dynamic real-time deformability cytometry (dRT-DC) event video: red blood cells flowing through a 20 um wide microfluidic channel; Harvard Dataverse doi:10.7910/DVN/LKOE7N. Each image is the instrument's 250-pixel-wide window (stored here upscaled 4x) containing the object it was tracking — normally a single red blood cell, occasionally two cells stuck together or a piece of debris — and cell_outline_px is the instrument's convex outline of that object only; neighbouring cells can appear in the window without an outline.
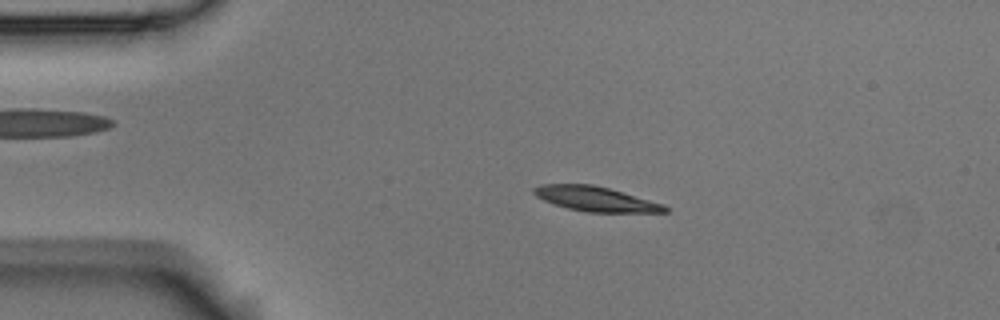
{"species": "Egyptian fruit bat (a non-hibernating species)", "species_latin": "Rousettus aegyptiacus", "temperature_condition": "room temperature", "stored_images_in_passage": 55, "camera_frame_rate_fps": 3000, "um_per_image_px": 0.085, "animal": {"sex": "male"}, "frame": {"image": 1, "passage_image": 11, "time_ms": 3.333, "image_size_px": [1000, 320], "cell_outline_px": [[668, 212], [584, 212], [568, 208], [544, 200], [536, 196], [532, 192], [532, 188], [540, 184], [592, 184], [608, 188], [664, 204], [668, 208]], "centroid_in_image_um": [50.61, 16.9], "position_along_channel_um": 34.4, "area_um2": 18.73}}
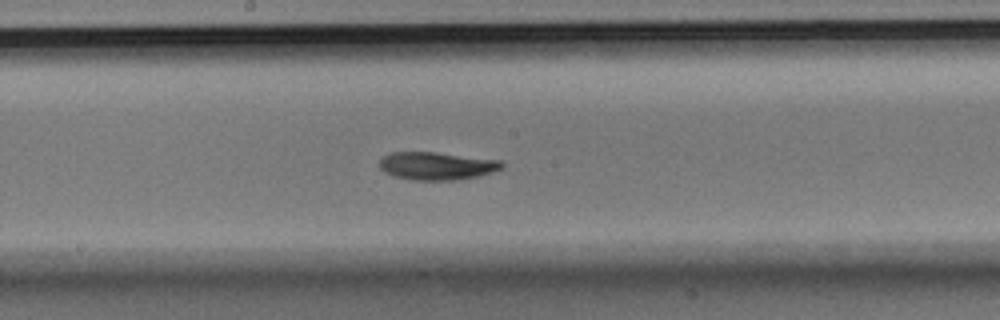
{"frame": {"image": 2, "passage_image": 29, "time_ms": 9.333, "image_size_px": [1000, 320], "cell_outline_px": [[504, 168], [480, 176], [456, 180], [412, 180], [396, 176], [384, 172], [380, 168], [380, 156], [388, 152], [436, 152], [504, 160]], "centroid_in_image_um": [37.15, 14.09], "position_along_channel_um": 211.0, "area_um2": 20.23}}
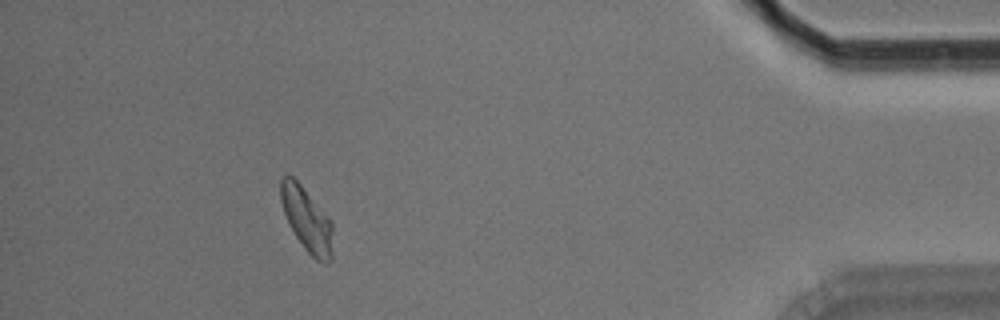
{"frame": {"image": 3, "passage_image": 50, "time_ms": 16.333, "image_size_px": [1000, 320], "cell_outline_px": [[332, 260], [316, 260], [304, 248], [296, 236], [284, 212], [280, 200], [280, 180], [284, 176], [292, 176], [300, 184], [332, 220]], "centroid_in_image_um": [26.08, 18.63], "position_along_channel_um": 409.1, "area_um2": 19.02}, "authors_computed_cell_mechanics": {"area_um2": 19.4208, "velocity_mm_per_s": 3.6072, "shape_relaxation_time_tau1_ms": 3.0875, "shape_relaxation_time_tau2_ms": 3.5423, "deformation_change_tau1": 0.1208, "deformation_change_tau2": 0.0843}}